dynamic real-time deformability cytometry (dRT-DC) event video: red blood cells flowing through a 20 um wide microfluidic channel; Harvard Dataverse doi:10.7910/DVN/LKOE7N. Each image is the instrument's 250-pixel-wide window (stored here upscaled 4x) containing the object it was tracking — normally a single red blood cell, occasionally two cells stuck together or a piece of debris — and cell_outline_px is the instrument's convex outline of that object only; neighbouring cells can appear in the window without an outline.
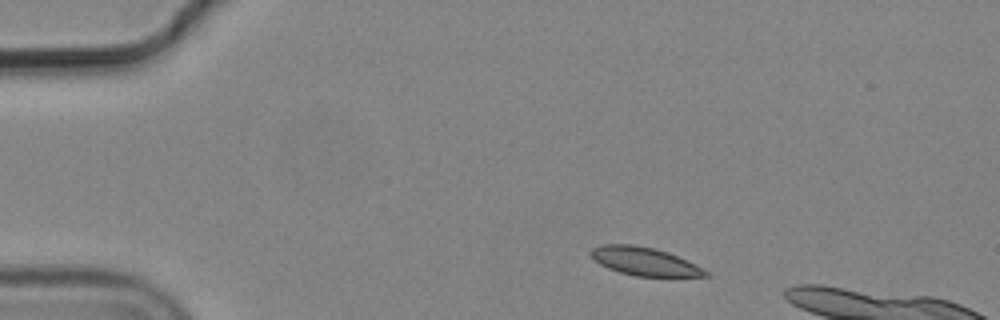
{"species": "common noctule bat (a hibernating species)", "species_latin": "Nyctalus noctula", "temperature_condition": "cold", "stored_images_in_passage": 9, "camera_frame_rate_fps": 3000, "um_per_image_px": 0.085, "animal": {"sex": "male", "body_mass_g": 19.2, "forearm_length_mm": 51.8}, "frame": {"image": 1, "passage_image": 1, "time_ms": 0.0, "image_size_px": [1000, 320], "cell_outline_px": [[712, 276], [636, 276], [620, 272], [608, 268], [600, 264], [588, 252], [592, 248], [600, 244], [632, 244], [652, 248], [668, 252], [696, 264], [708, 272]], "centroid_in_image_um": [54.77, 22.21], "position_along_channel_um": 30.2, "area_um2": 18.73}}